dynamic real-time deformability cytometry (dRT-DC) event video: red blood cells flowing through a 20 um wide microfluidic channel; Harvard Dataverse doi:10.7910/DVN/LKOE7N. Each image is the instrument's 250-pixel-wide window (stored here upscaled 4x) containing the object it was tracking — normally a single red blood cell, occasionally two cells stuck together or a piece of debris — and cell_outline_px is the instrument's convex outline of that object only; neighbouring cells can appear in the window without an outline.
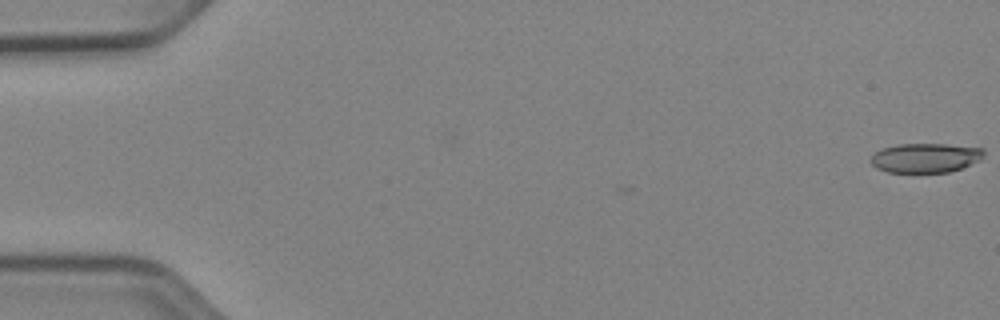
{"species": "Egyptian fruit bat (a non-hibernating species)", "species_latin": "Rousettus aegyptiacus", "temperature_condition": "cold", "stored_images_in_passage": 14, "camera_frame_rate_fps": 3000, "um_per_image_px": 0.085, "animal": {"sex": "female"}, "frame": {"image": 1, "passage_image": 1, "time_ms": 0.0, "image_size_px": [1000, 320], "cell_outline_px": [[984, 156], [980, 160], [960, 168], [948, 172], [888, 172], [876, 168], [868, 160], [876, 152], [884, 148], [900, 144], [948, 144], [984, 148]], "centroid_in_image_um": [78.67, 13.41], "position_along_channel_um": 6.3, "area_um2": 19.31}}
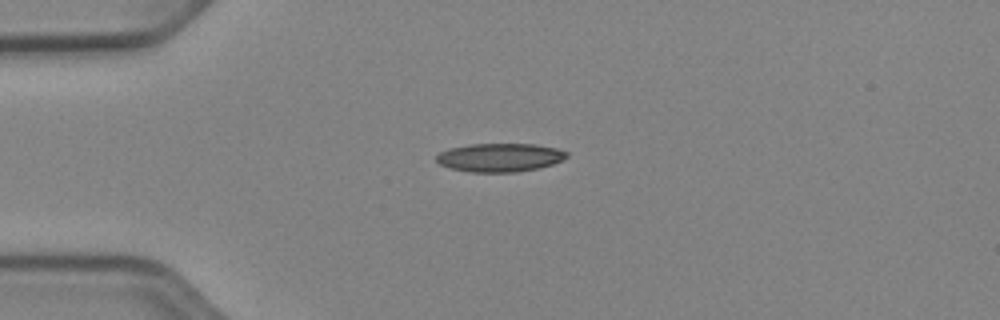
{"frame": {"image": 2, "passage_image": 14, "time_ms": 4.333, "image_size_px": [1000, 320], "cell_outline_px": [[568, 156], [552, 164], [540, 168], [516, 172], [472, 172], [452, 168], [440, 164], [436, 160], [436, 156], [440, 152], [448, 148], [472, 144], [536, 144], [556, 148], [568, 152]], "centroid_in_image_um": [42.49, 13.38], "position_along_channel_um": 42.5, "area_um2": 21.56}}